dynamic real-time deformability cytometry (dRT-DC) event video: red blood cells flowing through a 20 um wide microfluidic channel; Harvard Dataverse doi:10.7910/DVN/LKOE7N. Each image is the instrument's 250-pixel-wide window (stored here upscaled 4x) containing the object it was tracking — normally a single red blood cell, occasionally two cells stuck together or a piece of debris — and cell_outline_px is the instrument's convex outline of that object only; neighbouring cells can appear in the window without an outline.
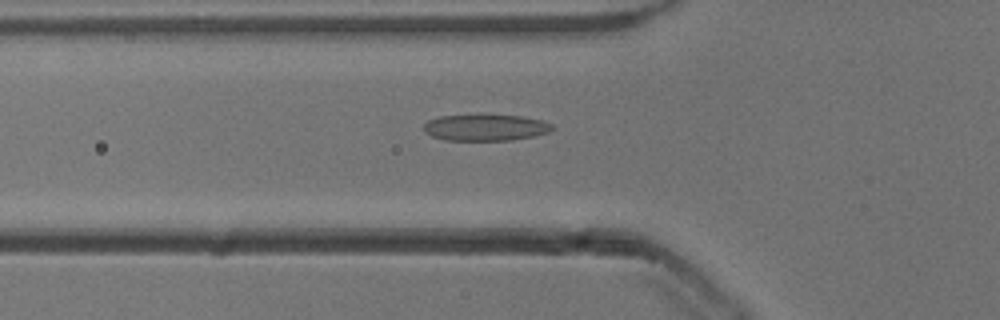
{"species": "common noctule bat (a hibernating species)", "species_latin": "Nyctalus noctula", "temperature_condition": "cold", "stored_images_in_passage": 53, "camera_frame_rate_fps": 3000, "um_per_image_px": 0.085, "animal": {"sex": "male", "body_mass_g": 13.3}, "frame": {"image": 1, "passage_image": 18, "time_ms": 5.667, "image_size_px": [1000, 320], "cell_outline_px": [[556, 128], [548, 132], [532, 136], [512, 140], [444, 140], [432, 136], [424, 132], [424, 124], [428, 120], [440, 116], [480, 112], [524, 116], [540, 120], [552, 124]], "centroid_in_image_um": [41.25, 10.79], "position_along_channel_um": 84.6, "area_um2": 20.63}}
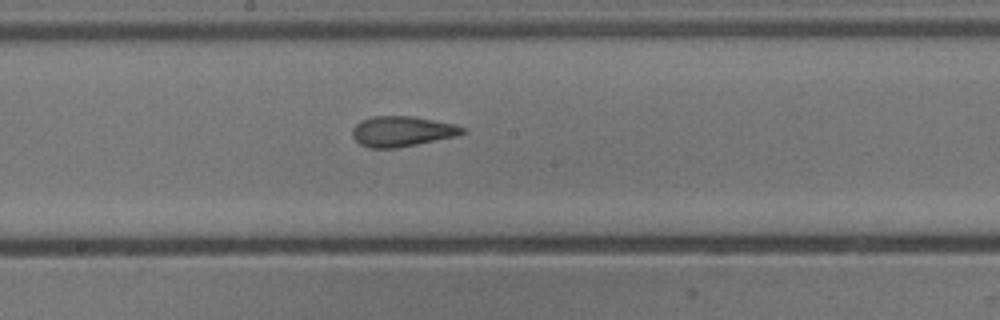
{"frame": {"image": 2, "passage_image": 28, "time_ms": 9.0, "image_size_px": [1000, 320], "cell_outline_px": [[464, 132], [456, 136], [396, 148], [368, 148], [360, 144], [352, 136], [352, 128], [360, 120], [372, 116], [412, 116], [456, 124], [464, 128]], "centroid_in_image_um": [34.13, 11.16], "position_along_channel_um": 214.1, "area_um2": 19.42}}
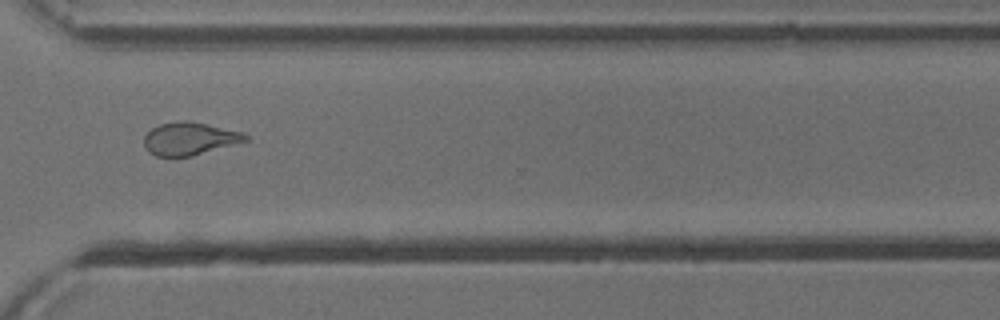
{"frame": {"image": 3, "passage_image": 39, "time_ms": 12.667, "image_size_px": [1000, 320], "cell_outline_px": [[252, 140], [192, 156], [156, 156], [148, 152], [144, 148], [144, 136], [152, 128], [160, 124], [176, 120], [188, 120], [208, 124], [244, 132]], "centroid_in_image_um": [16.15, 11.78], "position_along_channel_um": 354.5, "area_um2": 19.77}, "authors_computed_cell_mechanics": {"area_um2": 20.0566, "velocity_mm_per_s": 3.8444, "shape_relaxation_time_tau1_ms": 6.7123, "shape_relaxation_time_tau2_ms": 1.2495, "deformation_change_tau1": 0.2028, "deformation_change_tau2": 0.0919}}